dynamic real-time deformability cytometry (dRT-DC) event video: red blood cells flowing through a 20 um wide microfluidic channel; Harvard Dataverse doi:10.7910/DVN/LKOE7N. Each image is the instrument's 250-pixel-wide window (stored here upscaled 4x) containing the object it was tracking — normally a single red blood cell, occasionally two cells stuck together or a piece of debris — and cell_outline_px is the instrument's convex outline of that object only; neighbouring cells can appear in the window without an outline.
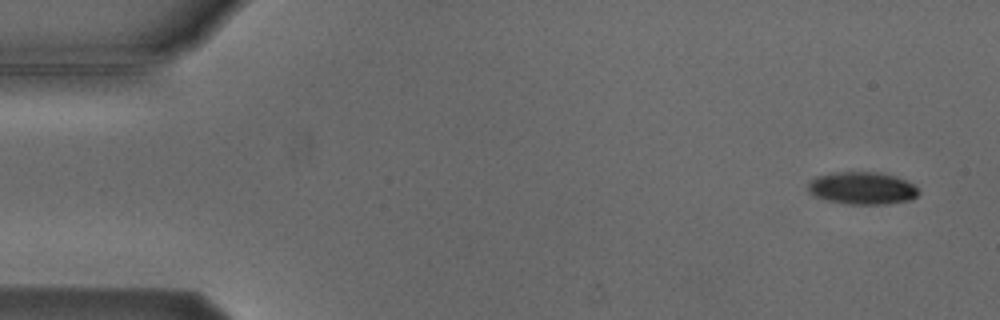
{"species": "Egyptian fruit bat (a non-hibernating species)", "species_latin": "Rousettus aegyptiacus", "temperature_condition": "cold", "stored_images_in_passage": 4, "camera_frame_rate_fps": 3000, "um_per_image_px": 0.085, "animal": {"sex": "male"}, "frame": {"image": 1, "passage_image": 1, "time_ms": 0.0, "image_size_px": [1000, 320], "cell_outline_px": [[920, 192], [912, 200], [888, 204], [848, 204], [828, 200], [812, 196], [808, 188], [808, 184], [816, 176], [832, 172], [880, 172], [896, 176], [912, 184]], "centroid_in_image_um": [73.28, 15.99], "position_along_channel_um": 11.7, "area_um2": 20.98}}
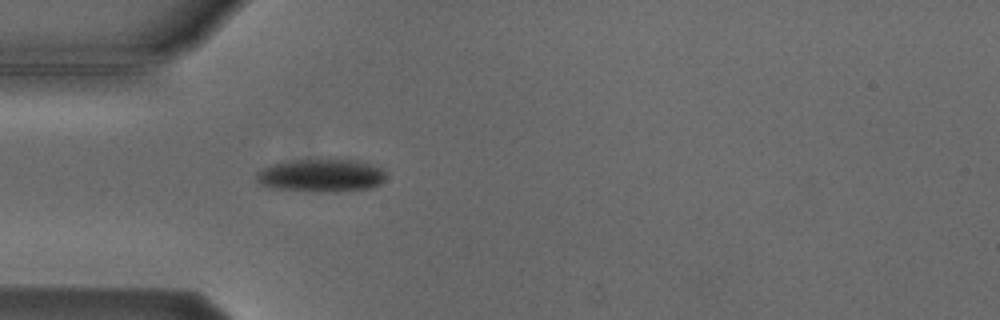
{"frame": {"image": 2, "passage_image": 4, "time_ms": 4.333, "image_size_px": [1000, 320], "cell_outline_px": [[384, 180], [380, 184], [372, 188], [336, 192], [312, 192], [272, 188], [260, 184], [256, 180], [256, 172], [272, 164], [328, 156], [332, 156], [356, 160], [384, 168]], "centroid_in_image_um": [27.33, 14.89], "position_along_channel_um": 57.7, "area_um2": 25.78}}